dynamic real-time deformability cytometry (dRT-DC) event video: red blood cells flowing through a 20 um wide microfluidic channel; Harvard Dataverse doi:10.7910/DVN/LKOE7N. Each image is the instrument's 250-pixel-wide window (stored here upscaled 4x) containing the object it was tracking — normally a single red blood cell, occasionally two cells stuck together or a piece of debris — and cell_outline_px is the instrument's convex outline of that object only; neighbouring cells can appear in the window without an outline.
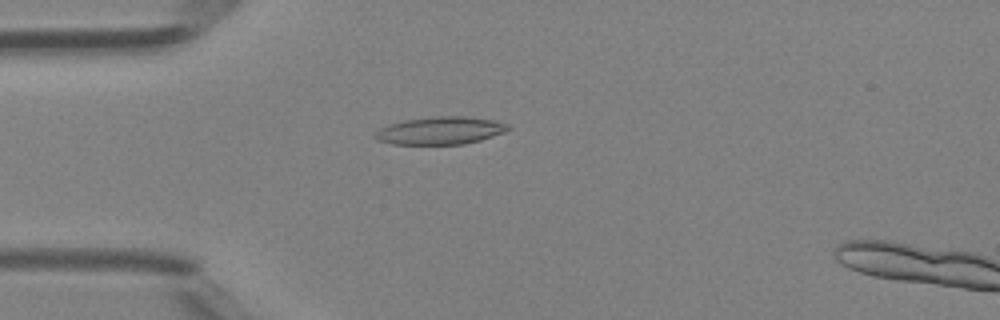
{"species": "Egyptian fruit bat (a non-hibernating species)", "species_latin": "Rousettus aegyptiacus", "temperature_condition": "room temperature", "stored_images_in_passage": 48, "camera_frame_rate_fps": 3000, "um_per_image_px": 0.085, "animal": {"sex": "female"}, "frame": {"image": 1, "passage_image": 13, "time_ms": 4.0, "image_size_px": [1000, 320], "cell_outline_px": [[508, 128], [504, 132], [480, 140], [464, 144], [392, 144], [376, 140], [372, 136], [380, 128], [388, 124], [404, 120], [432, 116], [468, 116], [496, 120], [508, 124]], "centroid_in_image_um": [37.39, 11.09], "position_along_channel_um": 47.6, "area_um2": 21.56}}
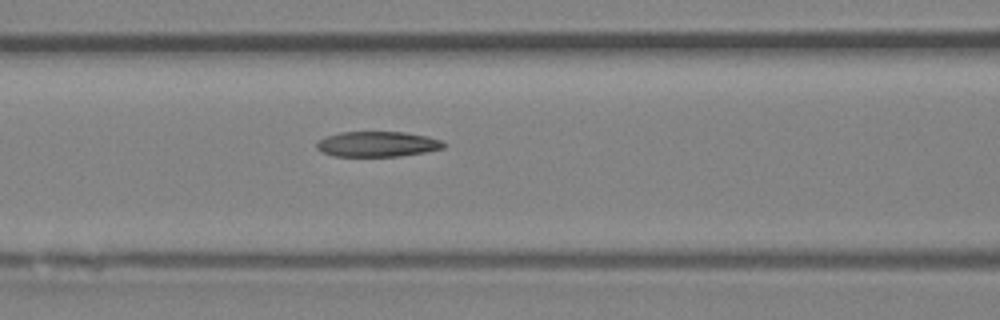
{"frame": {"image": 2, "passage_image": 20, "time_ms": 6.333, "image_size_px": [1000, 320], "cell_outline_px": [[448, 144], [444, 148], [424, 152], [400, 156], [332, 156], [316, 148], [316, 144], [324, 136], [340, 132], [404, 132], [428, 136], [440, 140]], "centroid_in_image_um": [32.09, 12.24], "position_along_channel_um": 134.5, "area_um2": 18.79}}
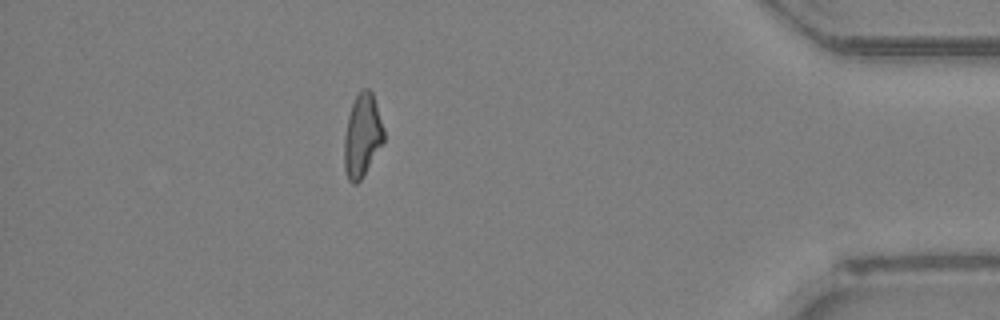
{"frame": {"image": 3, "passage_image": 42, "time_ms": 13.667, "image_size_px": [1000, 320], "cell_outline_px": [[384, 140], [360, 180], [356, 184], [352, 184], [348, 180], [344, 168], [344, 136], [348, 116], [352, 104], [356, 96], [364, 88], [368, 88], [372, 92], [384, 128]], "centroid_in_image_um": [30.77, 11.53], "position_along_channel_um": 404.4, "area_um2": 18.9}}